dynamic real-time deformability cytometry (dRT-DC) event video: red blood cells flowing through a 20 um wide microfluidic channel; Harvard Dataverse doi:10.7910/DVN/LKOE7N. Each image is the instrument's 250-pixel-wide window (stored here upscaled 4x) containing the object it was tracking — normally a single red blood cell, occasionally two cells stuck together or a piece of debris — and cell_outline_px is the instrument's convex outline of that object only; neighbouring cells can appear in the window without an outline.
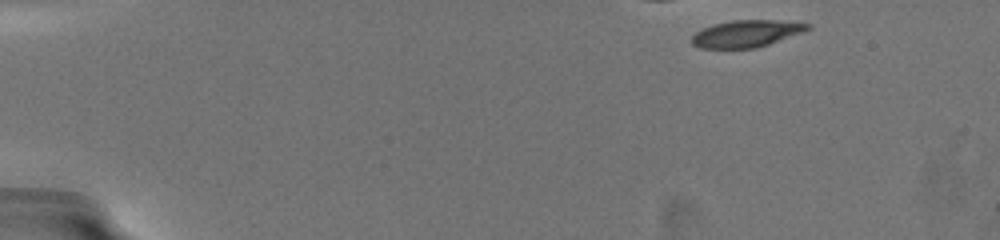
{"species": "common noctule bat (a hibernating species)", "species_latin": "Nyctalus noctula", "temperature_condition": "warm", "stored_images_in_passage": 8, "camera_frame_rate_fps": 3000, "um_per_image_px": 0.085, "animal": {"sex": "female", "body_mass_g": 19.5, "forearm_length_mm": 54.1}, "frame": {"image": 1, "passage_image": 1, "time_ms": 0.0, "image_size_px": [1000, 240], "cell_outline_px": [[812, 28], [804, 32], [756, 48], [700, 48], [692, 44], [692, 36], [696, 32], [704, 28], [716, 24], [732, 20], [776, 20], [812, 24]], "centroid_in_image_um": [63.48, 2.85], "position_along_channel_um": 21.5, "area_um2": 18.09}}